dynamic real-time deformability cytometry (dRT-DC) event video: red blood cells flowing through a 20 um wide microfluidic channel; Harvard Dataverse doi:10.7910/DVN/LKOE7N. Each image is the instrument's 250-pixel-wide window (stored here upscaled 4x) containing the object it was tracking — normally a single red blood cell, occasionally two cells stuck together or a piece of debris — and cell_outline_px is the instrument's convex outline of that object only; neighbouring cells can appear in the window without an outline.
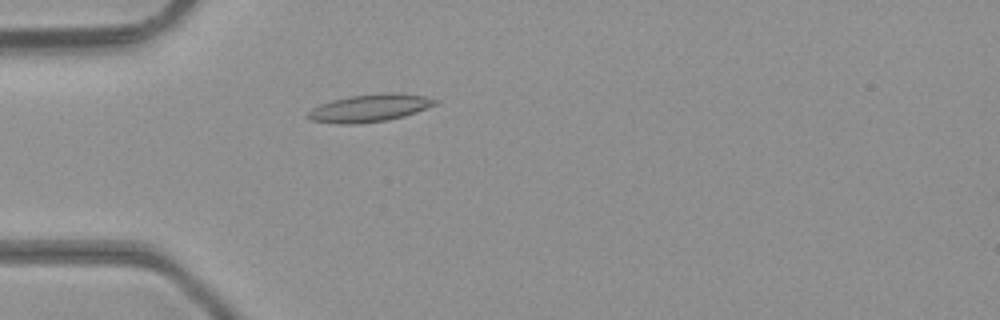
{"species": "common noctule bat (a hibernating species)", "species_latin": "Nyctalus noctula", "temperature_condition": "room temperature", "stored_images_in_passage": 49, "camera_frame_rate_fps": 3000, "um_per_image_px": 0.085, "animal": {"sex": "male", "body_mass_g": 23.1, "forearm_length_mm": 52.7}, "frame": {"image": 1, "passage_image": 15, "time_ms": 4.667, "image_size_px": [1000, 320], "cell_outline_px": [[440, 100], [436, 104], [416, 112], [404, 116], [388, 120], [356, 124], [336, 124], [308, 120], [304, 116], [312, 108], [320, 104], [332, 100], [348, 96], [392, 92], [396, 92], [424, 96]], "centroid_in_image_um": [31.38, 9.19], "position_along_channel_um": 53.6, "area_um2": 20.63}}
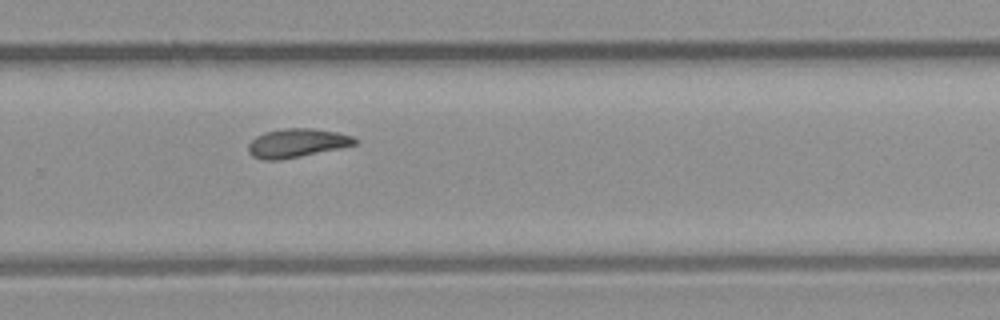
{"frame": {"image": 2, "passage_image": 33, "time_ms": 10.667, "image_size_px": [1000, 320], "cell_outline_px": [[360, 140], [356, 144], [340, 148], [280, 160], [264, 160], [252, 156], [248, 152], [248, 144], [256, 136], [264, 132], [284, 128], [312, 128], [336, 132], [352, 136]], "centroid_in_image_um": [25.22, 12.15], "position_along_channel_um": 304.6, "area_um2": 17.86}}
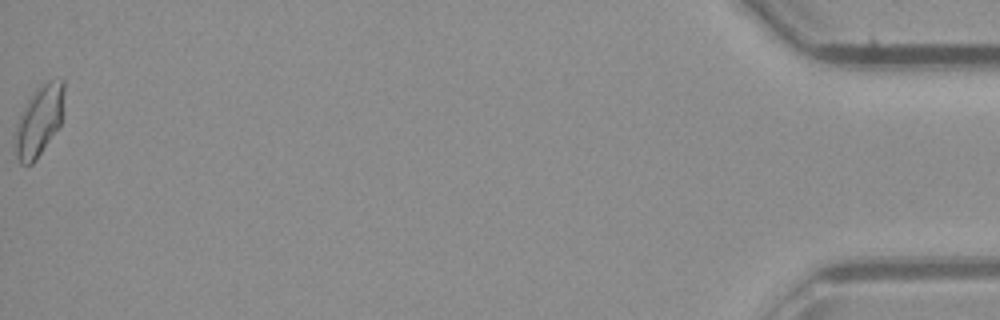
{"frame": {"image": 3, "passage_image": 49, "time_ms": 16.0, "image_size_px": [1000, 320], "cell_outline_px": [[64, 88], [60, 124], [36, 160], [32, 164], [20, 164], [16, 156], [16, 124], [28, 100], [36, 88], [48, 80], [64, 80]], "centroid_in_image_um": [3.32, 10.26], "position_along_channel_um": 431.9, "area_um2": 19.54}, "authors_computed_cell_mechanics": {"area_um2": 18.207, "velocity_mm_per_s": 4.3256, "shape_relaxation_time_tau1_ms": null, "shape_relaxation_time_tau2_ms": 10.0626, "deformation_change_tau1": null, "deformation_change_tau2": 0.1987}}